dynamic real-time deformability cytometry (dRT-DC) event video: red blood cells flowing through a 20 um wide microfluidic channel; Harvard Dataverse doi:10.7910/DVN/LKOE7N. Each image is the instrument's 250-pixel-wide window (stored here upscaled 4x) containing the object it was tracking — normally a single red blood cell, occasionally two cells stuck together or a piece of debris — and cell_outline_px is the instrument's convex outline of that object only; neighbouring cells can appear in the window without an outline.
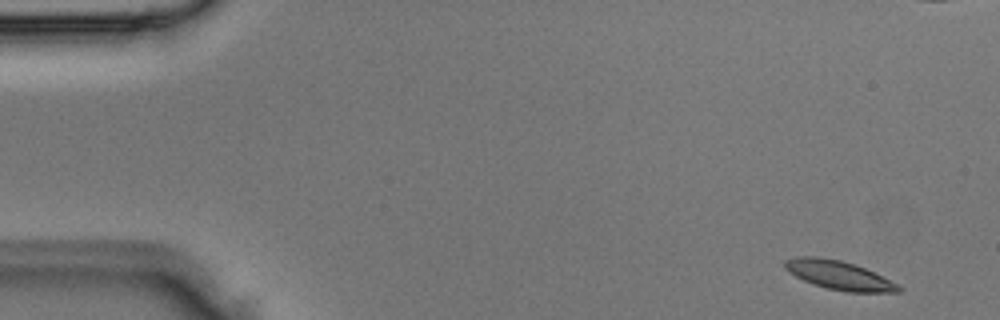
{"species": "Egyptian fruit bat (a non-hibernating species)", "species_latin": "Rousettus aegyptiacus", "temperature_condition": "room temperature", "stored_images_in_passage": 3, "camera_frame_rate_fps": 3000, "um_per_image_px": 0.085, "animal": {"sex": "male"}, "frame": {"image": 1, "passage_image": 1, "time_ms": 0.0, "image_size_px": [1000, 320], "cell_outline_px": [[900, 292], [848, 292], [828, 288], [812, 284], [788, 272], [784, 268], [784, 260], [796, 256], [820, 256], [840, 260], [864, 268], [896, 284], [900, 288]], "centroid_in_image_um": [71.21, 23.37], "position_along_channel_um": 13.8, "area_um2": 18.79}}